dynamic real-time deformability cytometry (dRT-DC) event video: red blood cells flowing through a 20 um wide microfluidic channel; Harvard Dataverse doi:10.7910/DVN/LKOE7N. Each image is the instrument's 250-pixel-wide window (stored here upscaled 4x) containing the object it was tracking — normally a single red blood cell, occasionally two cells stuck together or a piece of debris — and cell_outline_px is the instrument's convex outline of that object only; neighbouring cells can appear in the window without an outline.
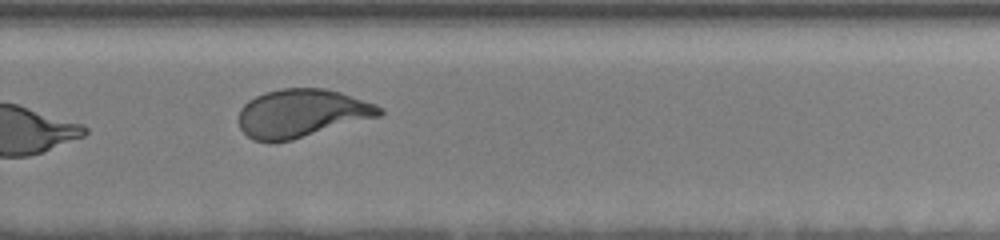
{"species": "human", "species_latin": "Homo sapiens", "temperature_condition": "room temperature", "stored_images_in_passage": 36, "camera_frame_rate_fps": 3000, "um_per_image_px": 0.085, "donor": {"sex": "female"}, "frame": {"image": 1, "passage_image": 26, "time_ms": 13.667, "image_size_px": [1000, 240], "cell_outline_px": [[384, 112], [380, 116], [292, 140], [252, 140], [240, 128], [240, 108], [248, 100], [264, 92], [280, 88], [324, 88], [340, 92], [376, 104], [384, 108]], "centroid_in_image_um": [25.67, 9.6], "position_along_channel_um": 304.1, "area_um2": 39.25}, "authors_computed_cell_mechanics": {"area_um2": 37.8012, "velocity_mm_per_s": 3.5125, "shape_relaxation_time_tau1_ms": 3.7959, "shape_relaxation_time_tau2_ms": 0.8773, "deformation_change_tau1": 0.1645, "deformation_change_tau2": 0.0705}}